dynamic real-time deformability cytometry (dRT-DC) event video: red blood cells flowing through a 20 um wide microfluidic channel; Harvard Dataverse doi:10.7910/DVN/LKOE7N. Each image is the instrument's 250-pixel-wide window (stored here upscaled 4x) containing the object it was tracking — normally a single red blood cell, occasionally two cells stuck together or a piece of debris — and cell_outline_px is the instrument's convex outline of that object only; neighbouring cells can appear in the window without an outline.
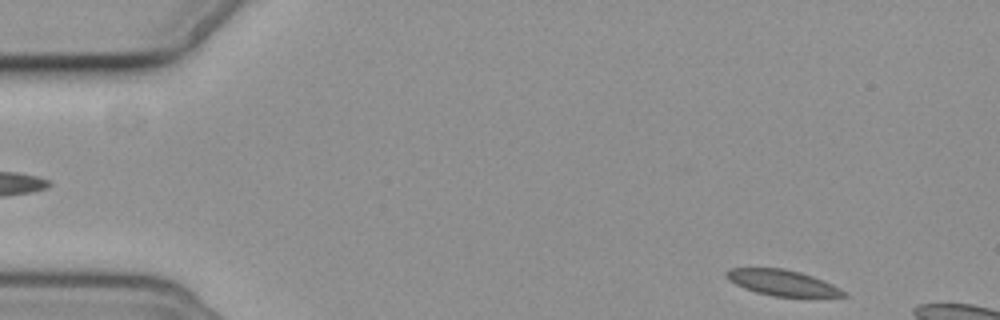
{"species": "common noctule bat (a hibernating species)", "species_latin": "Nyctalus noctula", "temperature_condition": "cold", "stored_images_in_passage": 6, "segment_of_instrument_passage": [2, 2], "camera_frame_rate_fps": 3000, "um_per_image_px": 0.085, "animal": {"sex": "female", "body_mass_g": 19.3, "forearm_length_mm": 54.1}, "frame": {"image": 1, "passage_image": 6, "time_ms": 6.667, "image_size_px": [1000, 320], "cell_outline_px": [[848, 296], [772, 296], [756, 292], [744, 288], [728, 280], [724, 276], [724, 272], [728, 268], [784, 268], [800, 272], [824, 280], [848, 292]], "centroid_in_image_um": [66.47, 24.02], "position_along_channel_um": 18.5, "area_um2": 17.63}}